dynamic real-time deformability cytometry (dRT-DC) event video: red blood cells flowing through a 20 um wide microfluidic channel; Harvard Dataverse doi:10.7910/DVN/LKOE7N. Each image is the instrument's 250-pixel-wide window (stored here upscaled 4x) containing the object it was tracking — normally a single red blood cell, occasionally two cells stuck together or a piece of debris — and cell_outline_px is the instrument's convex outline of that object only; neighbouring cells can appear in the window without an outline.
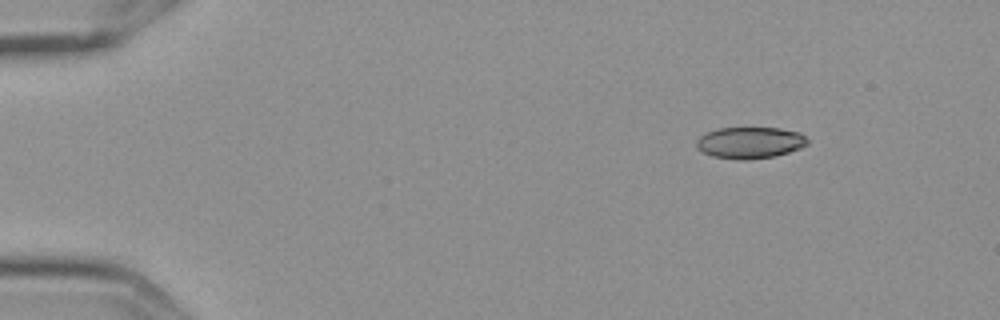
{"species": "Egyptian fruit bat (a non-hibernating species)", "species_latin": "Rousettus aegyptiacus", "temperature_condition": "cold", "stored_images_in_passage": 6, "segment_of_instrument_passage": [2, 2], "camera_frame_rate_fps": 3000, "um_per_image_px": 0.085, "frame": {"image": 1, "passage_image": 6, "time_ms": 1.667, "image_size_px": [1000, 320], "cell_outline_px": [[808, 144], [800, 148], [776, 156], [748, 160], [736, 160], [712, 156], [696, 148], [696, 140], [700, 136], [716, 128], [780, 128], [800, 132], [808, 140]], "centroid_in_image_um": [63.74, 12.13], "position_along_channel_um": 21.3, "area_um2": 20.52}}